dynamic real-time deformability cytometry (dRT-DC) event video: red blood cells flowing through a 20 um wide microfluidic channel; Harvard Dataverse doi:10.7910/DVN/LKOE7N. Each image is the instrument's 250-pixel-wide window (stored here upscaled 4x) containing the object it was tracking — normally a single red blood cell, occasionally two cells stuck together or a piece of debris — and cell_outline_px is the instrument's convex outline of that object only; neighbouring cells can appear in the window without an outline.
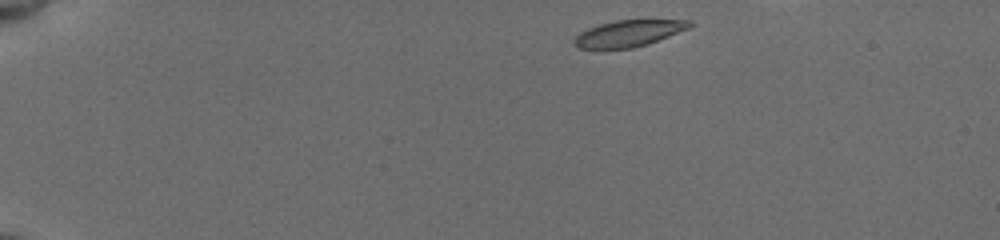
{"species": "common noctule bat (a hibernating species)", "species_latin": "Nyctalus noctula", "temperature_condition": "cold", "stored_images_in_passage": 24, "camera_frame_rate_fps": 3000, "um_per_image_px": 0.085, "animal": {"sex": "female", "body_mass_g": 19.5, "forearm_length_mm": 54.1}, "frame": {"image": 1, "passage_image": 1, "time_ms": 0.0, "image_size_px": [1000, 240], "cell_outline_px": [[692, 24], [688, 28], [648, 44], [632, 48], [580, 48], [572, 44], [572, 40], [580, 32], [588, 28], [600, 24], [616, 20], [648, 16], [692, 20]], "centroid_in_image_um": [53.52, 2.76], "position_along_channel_um": 31.5, "area_um2": 18.67}}
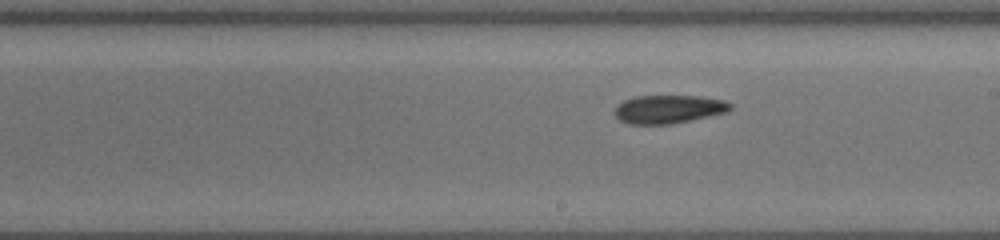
{"frame": {"image": 2, "passage_image": 14, "time_ms": 7.667, "image_size_px": [1000, 240], "cell_outline_px": [[732, 108], [728, 112], [672, 124], [628, 124], [620, 120], [612, 112], [624, 100], [636, 96], [700, 96], [724, 100], [732, 104]], "centroid_in_image_um": [56.85, 9.28], "position_along_channel_um": 232.2, "area_um2": 19.13}}
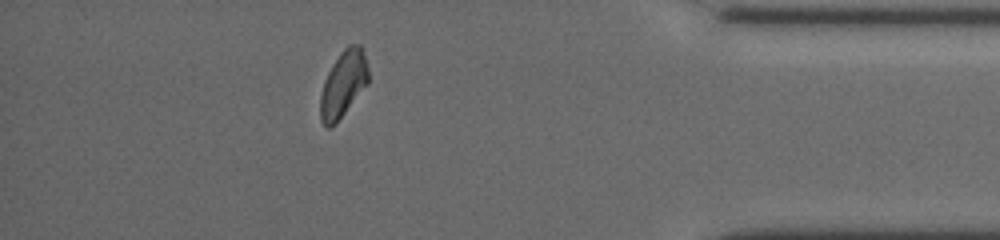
{"frame": {"image": 3, "passage_image": 23, "time_ms": 13.0, "image_size_px": [1000, 240], "cell_outline_px": [[368, 84], [336, 124], [328, 128], [320, 120], [320, 96], [324, 80], [332, 64], [340, 52], [348, 44], [360, 44], [364, 48], [368, 68]], "centroid_in_image_um": [29.19, 7.12], "position_along_channel_um": 406.0, "area_um2": 18.84}}